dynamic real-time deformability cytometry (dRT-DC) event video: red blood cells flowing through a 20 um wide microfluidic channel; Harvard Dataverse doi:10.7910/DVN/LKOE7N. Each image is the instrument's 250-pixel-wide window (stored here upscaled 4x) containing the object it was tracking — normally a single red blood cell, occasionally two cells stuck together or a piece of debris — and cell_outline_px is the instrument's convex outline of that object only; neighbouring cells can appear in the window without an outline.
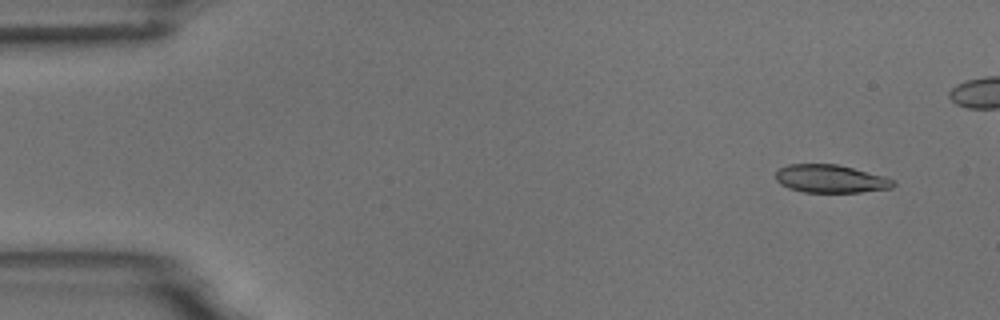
{"species": "common noctule bat (a hibernating species)", "species_latin": "Nyctalus noctula", "temperature_condition": "room temperature", "stored_images_in_passage": 6, "camera_frame_rate_fps": 3000, "um_per_image_px": 0.085, "animal": {"sex": "male", "body_mass_g": 18.8}, "frame": {"image": 1, "passage_image": 1, "time_ms": 0.0, "image_size_px": [1000, 320], "cell_outline_px": [[896, 184], [892, 188], [860, 192], [804, 192], [788, 188], [780, 184], [776, 180], [776, 172], [780, 168], [788, 164], [836, 164], [884, 176], [896, 180]], "centroid_in_image_um": [70.61, 15.2], "position_along_channel_um": 14.4, "area_um2": 19.19}}